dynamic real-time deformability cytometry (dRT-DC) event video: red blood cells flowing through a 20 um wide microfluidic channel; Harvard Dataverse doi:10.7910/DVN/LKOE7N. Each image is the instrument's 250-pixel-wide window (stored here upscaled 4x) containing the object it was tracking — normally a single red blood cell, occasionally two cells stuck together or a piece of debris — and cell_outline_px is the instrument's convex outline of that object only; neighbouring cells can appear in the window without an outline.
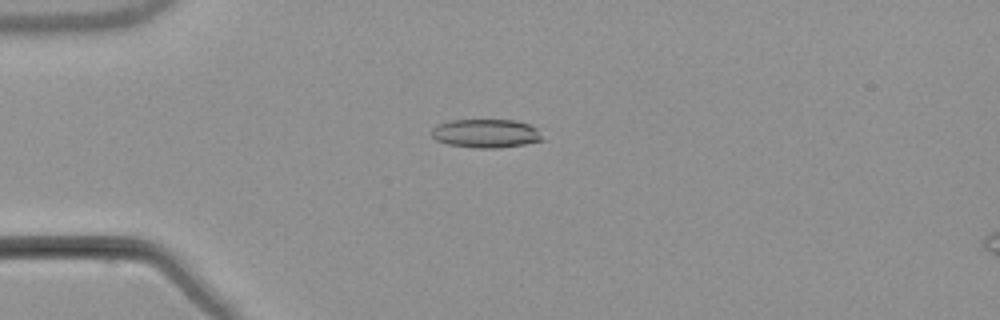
{"species": "common noctule bat (a hibernating species)", "species_latin": "Nyctalus noctula", "temperature_condition": "warm", "stored_images_in_passage": 2, "camera_frame_rate_fps": 3000, "um_per_image_px": 0.085, "animal": {"sex": "male", "body_mass_g": 21.5, "forearm_length_mm": 52.0}, "frame": {"image": 1, "passage_image": 1, "time_ms": 0.0, "image_size_px": [1000, 320], "cell_outline_px": [[544, 140], [524, 144], [500, 148], [476, 148], [448, 144], [436, 140], [432, 136], [432, 128], [436, 124], [448, 120], [516, 120], [532, 124], [536, 128]], "centroid_in_image_um": [41.3, 11.33], "position_along_channel_um": 43.7, "area_um2": 18.67}}